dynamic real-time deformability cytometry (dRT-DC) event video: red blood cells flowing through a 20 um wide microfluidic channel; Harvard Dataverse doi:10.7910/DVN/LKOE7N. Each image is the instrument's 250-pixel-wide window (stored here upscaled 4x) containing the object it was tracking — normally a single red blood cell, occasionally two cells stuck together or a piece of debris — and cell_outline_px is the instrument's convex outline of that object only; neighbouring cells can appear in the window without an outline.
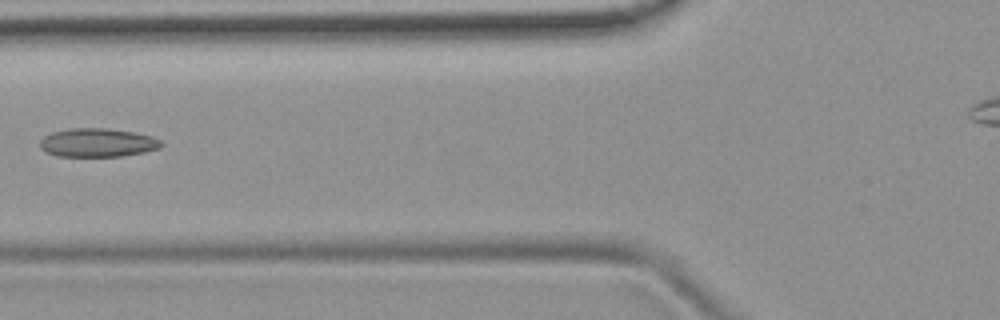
{"species": "common noctule bat (a hibernating species)", "species_latin": "Nyctalus noctula", "temperature_condition": "room temperature", "stored_images_in_passage": 5, "camera_frame_rate_fps": 3000, "um_per_image_px": 0.085, "animal": {"sex": "female", "body_mass_g": 19.9}, "frame": {"image": 1, "passage_image": 5, "time_ms": 4.667, "image_size_px": [1000, 320], "cell_outline_px": [[164, 144], [160, 148], [144, 152], [120, 156], [56, 156], [40, 148], [40, 140], [44, 136], [52, 132], [68, 128], [108, 128], [132, 132], [152, 136], [160, 140]], "centroid_in_image_um": [8.29, 12.12], "position_along_channel_um": 117.5, "area_um2": 20.23}}